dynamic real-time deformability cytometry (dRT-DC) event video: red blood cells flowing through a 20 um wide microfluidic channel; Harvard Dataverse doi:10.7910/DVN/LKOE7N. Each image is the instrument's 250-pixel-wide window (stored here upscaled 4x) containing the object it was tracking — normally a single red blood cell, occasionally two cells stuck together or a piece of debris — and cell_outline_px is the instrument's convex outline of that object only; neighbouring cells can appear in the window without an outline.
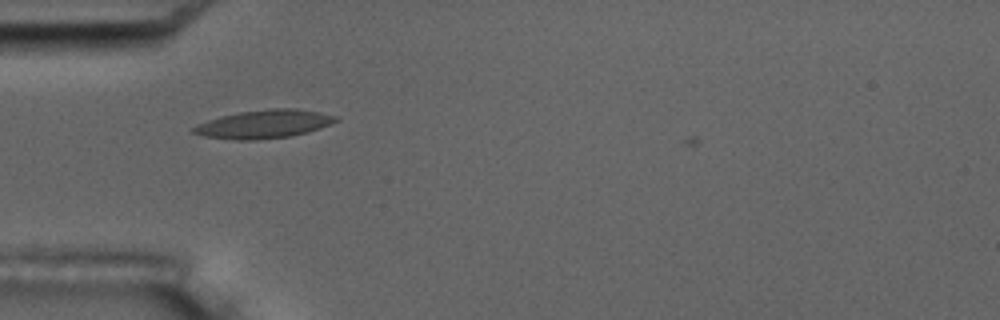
{"species": "common noctule bat (a hibernating species)", "species_latin": "Nyctalus noctula", "temperature_condition": "room temperature", "stored_images_in_passage": 3, "camera_frame_rate_fps": 3000, "um_per_image_px": 0.085, "animal": {"sex": "male", "body_mass_g": 17.5, "forearm_length_mm": 52.3}, "frame": {"image": 1, "passage_image": 2, "time_ms": 1.0, "image_size_px": [1000, 320], "cell_outline_px": [[340, 120], [332, 124], [308, 132], [292, 136], [256, 140], [236, 140], [204, 136], [192, 132], [192, 128], [196, 124], [220, 116], [240, 112], [272, 108], [296, 108], [320, 112], [340, 116]], "centroid_in_image_um": [22.49, 10.54], "position_along_channel_um": 62.5, "area_um2": 23.76}}